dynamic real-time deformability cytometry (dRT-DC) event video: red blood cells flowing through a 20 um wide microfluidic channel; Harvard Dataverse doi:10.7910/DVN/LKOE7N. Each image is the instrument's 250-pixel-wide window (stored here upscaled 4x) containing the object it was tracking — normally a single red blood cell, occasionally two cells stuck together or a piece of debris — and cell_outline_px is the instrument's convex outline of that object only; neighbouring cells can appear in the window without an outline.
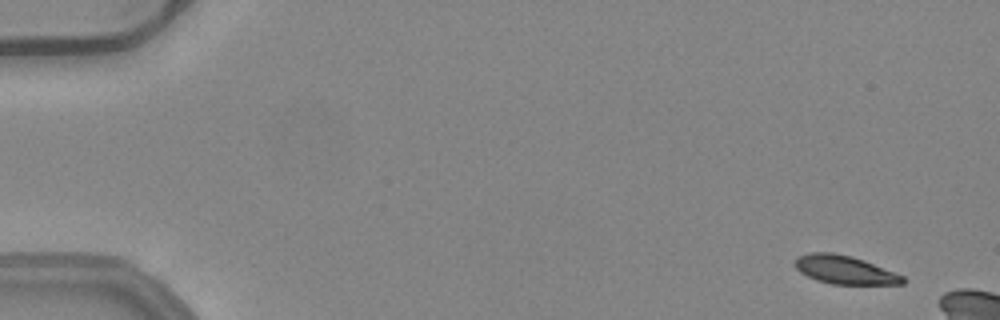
{"species": "common noctule bat (a hibernating species)", "species_latin": "Nyctalus noctula", "temperature_condition": "warm", "stored_images_in_passage": 12, "camera_frame_rate_fps": 3000, "um_per_image_px": 0.085, "animal": {"sex": "female", "body_mass_g": 24.6, "forearm_length_mm": 56.2}, "frame": {"image": 1, "passage_image": 4, "time_ms": 1.0, "image_size_px": [1000, 320], "cell_outline_px": [[904, 284], [832, 284], [816, 280], [800, 272], [792, 264], [800, 256], [808, 252], [832, 252], [852, 256], [864, 260], [904, 276]], "centroid_in_image_um": [71.77, 22.93], "position_along_channel_um": 13.2, "area_um2": 17.8}}